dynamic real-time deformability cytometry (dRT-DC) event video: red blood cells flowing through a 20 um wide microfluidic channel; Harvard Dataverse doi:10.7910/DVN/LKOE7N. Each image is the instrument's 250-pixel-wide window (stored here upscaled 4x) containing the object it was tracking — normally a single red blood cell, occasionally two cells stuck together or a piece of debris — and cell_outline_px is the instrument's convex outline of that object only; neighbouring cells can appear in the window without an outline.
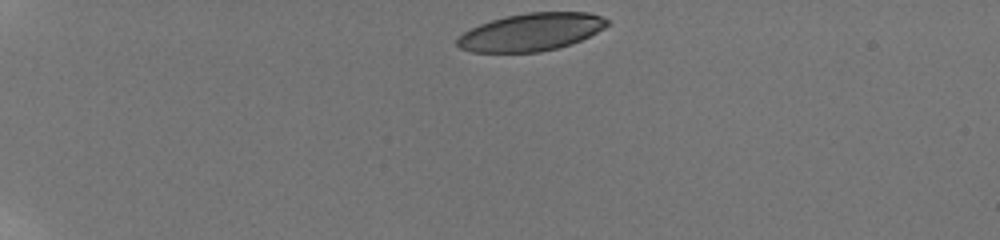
{"species": "human", "species_latin": "Homo sapiens", "temperature_condition": "room temperature", "stored_images_in_passage": 15, "camera_frame_rate_fps": 3000, "um_per_image_px": 0.085, "donor": {"sex": "male"}, "frame": {"image": 1, "passage_image": 1, "time_ms": 0.0, "image_size_px": [1000, 240], "cell_outline_px": [[608, 24], [604, 28], [572, 44], [540, 52], [472, 52], [460, 48], [456, 44], [456, 40], [464, 32], [480, 24], [504, 16], [528, 12], [588, 12], [600, 16], [608, 20]], "centroid_in_image_um": [45.13, 2.72], "position_along_channel_um": 39.9, "area_um2": 32.71}}